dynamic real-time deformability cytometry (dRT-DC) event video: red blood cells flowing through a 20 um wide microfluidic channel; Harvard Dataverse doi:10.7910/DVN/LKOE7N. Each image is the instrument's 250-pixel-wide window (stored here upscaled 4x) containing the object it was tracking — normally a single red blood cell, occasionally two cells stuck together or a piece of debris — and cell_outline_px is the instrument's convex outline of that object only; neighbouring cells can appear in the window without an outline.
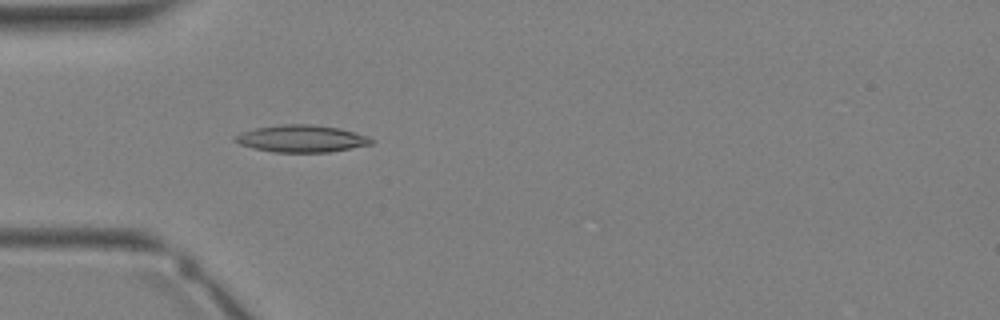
{"species": "Egyptian fruit bat (a non-hibernating species)", "species_latin": "Rousettus aegyptiacus", "temperature_condition": "warm", "stored_images_in_passage": 26, "camera_frame_rate_fps": 3000, "um_per_image_px": 0.085, "animal": {"sex": "female"}, "frame": {"image": 1, "passage_image": 3, "time_ms": 0.667, "image_size_px": [1000, 320], "cell_outline_px": [[372, 144], [328, 152], [272, 152], [240, 144], [232, 140], [232, 136], [240, 132], [256, 128], [280, 124], [312, 124], [340, 128], [368, 136], [372, 140]], "centroid_in_image_um": [25.58, 11.77], "position_along_channel_um": 59.4, "area_um2": 21.5}}
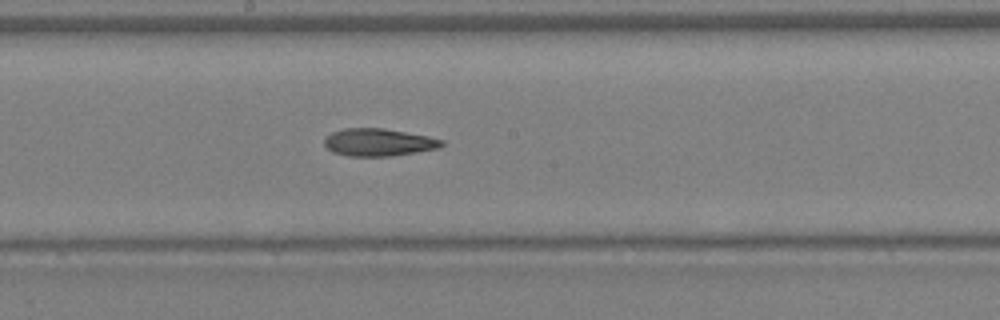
{"frame": {"image": 2, "passage_image": 11, "time_ms": 3.333, "image_size_px": [1000, 320], "cell_outline_px": [[444, 144], [440, 148], [416, 152], [388, 156], [348, 156], [332, 152], [324, 144], [324, 140], [332, 132], [344, 128], [384, 128], [428, 136], [444, 140]], "centroid_in_image_um": [32.19, 12.09], "position_along_channel_um": 216.0, "area_um2": 18.79}}
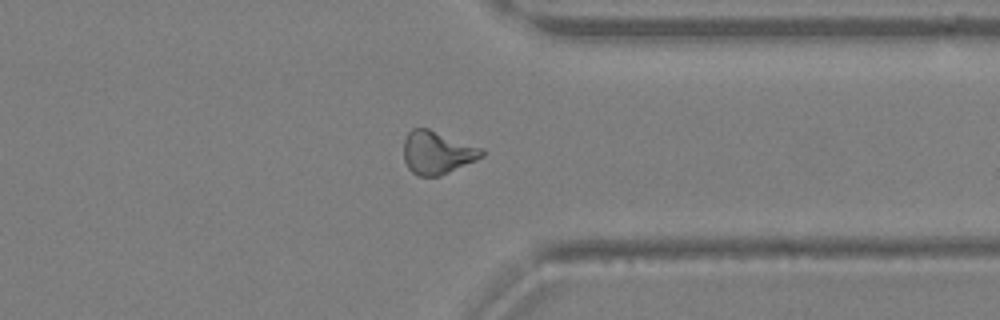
{"frame": {"image": 3, "passage_image": 19, "time_ms": 6.0, "image_size_px": [1000, 320], "cell_outline_px": [[484, 156], [476, 160], [440, 176], [420, 176], [412, 172], [408, 168], [404, 160], [404, 140], [408, 132], [412, 128], [428, 128], [484, 148]], "centroid_in_image_um": [37.17, 12.96], "position_along_channel_um": 374.2, "area_um2": 19.65}}